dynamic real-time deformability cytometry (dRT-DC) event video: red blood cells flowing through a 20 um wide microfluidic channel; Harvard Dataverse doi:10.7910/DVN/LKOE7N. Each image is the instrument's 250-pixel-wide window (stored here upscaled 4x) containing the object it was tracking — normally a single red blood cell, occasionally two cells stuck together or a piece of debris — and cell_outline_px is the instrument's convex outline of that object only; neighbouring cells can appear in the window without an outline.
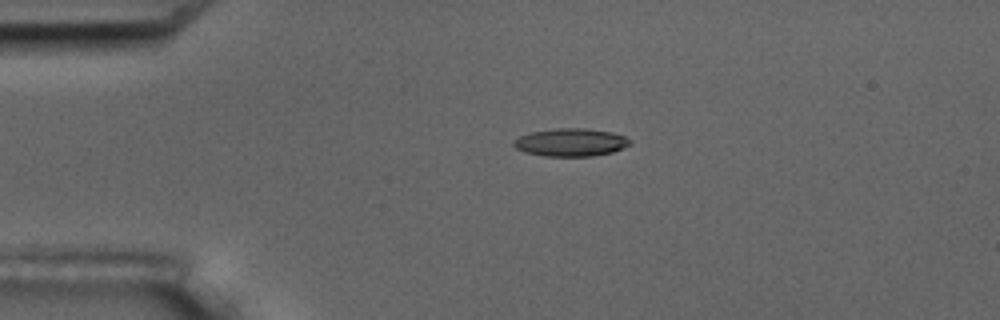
{"species": "common noctule bat (a hibernating species)", "species_latin": "Nyctalus noctula", "temperature_condition": "room temperature", "stored_images_in_passage": 3, "camera_frame_rate_fps": 3000, "um_per_image_px": 0.085, "animal": {"sex": "male", "body_mass_g": 17.5, "forearm_length_mm": 52.3}, "frame": {"image": 1, "passage_image": 2, "time_ms": 2.0, "image_size_px": [1000, 320], "cell_outline_px": [[632, 144], [624, 148], [612, 152], [592, 156], [544, 156], [524, 152], [516, 148], [512, 144], [520, 136], [532, 132], [556, 128], [584, 128], [612, 132], [624, 136], [632, 140]], "centroid_in_image_um": [48.56, 12.1], "position_along_channel_um": 36.4, "area_um2": 18.9}}